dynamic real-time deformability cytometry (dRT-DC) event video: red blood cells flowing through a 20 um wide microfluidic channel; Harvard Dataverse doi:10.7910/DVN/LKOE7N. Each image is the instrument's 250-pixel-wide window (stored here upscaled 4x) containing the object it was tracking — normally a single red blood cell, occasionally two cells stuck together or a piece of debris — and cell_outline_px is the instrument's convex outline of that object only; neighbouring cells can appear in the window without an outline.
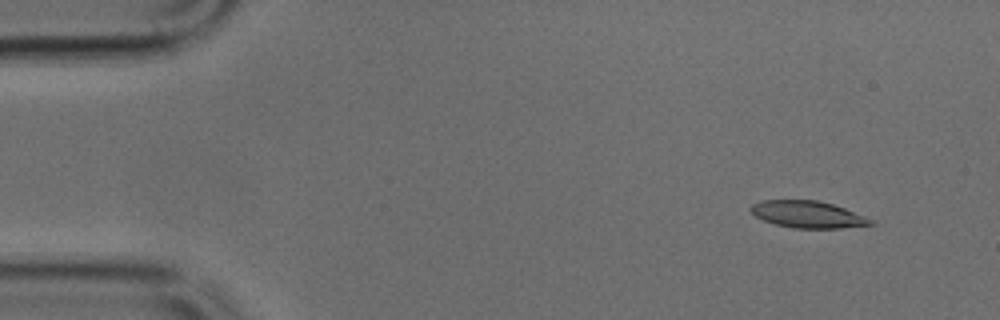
{"species": "common noctule bat (a hibernating species)", "species_latin": "Nyctalus noctula", "temperature_condition": "cold", "stored_images_in_passage": 45, "camera_frame_rate_fps": 3000, "um_per_image_px": 0.085, "animal": {"sex": "male", "body_mass_g": 17.9, "forearm_length_mm": 54.2}, "frame": {"image": 1, "passage_image": 1, "time_ms": 0.0, "image_size_px": [1000, 320], "cell_outline_px": [[876, 224], [840, 228], [792, 228], [776, 224], [764, 220], [756, 216], [748, 208], [752, 204], [760, 200], [816, 200], [832, 204], [844, 208], [864, 216], [872, 220]], "centroid_in_image_um": [68.64, 18.22], "position_along_channel_um": 16.4, "area_um2": 18.67}}
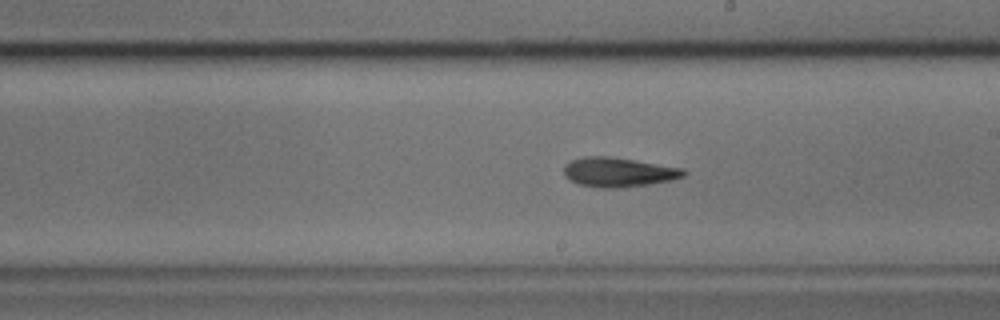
{"frame": {"image": 2, "passage_image": 24, "time_ms": 7.667, "image_size_px": [1000, 320], "cell_outline_px": [[688, 172], [684, 176], [672, 180], [648, 184], [620, 188], [600, 188], [580, 184], [564, 176], [564, 164], [572, 160], [584, 156], [608, 156], [636, 160], [684, 168]], "centroid_in_image_um": [52.59, 14.63], "position_along_channel_um": 236.4, "area_um2": 20.63}}
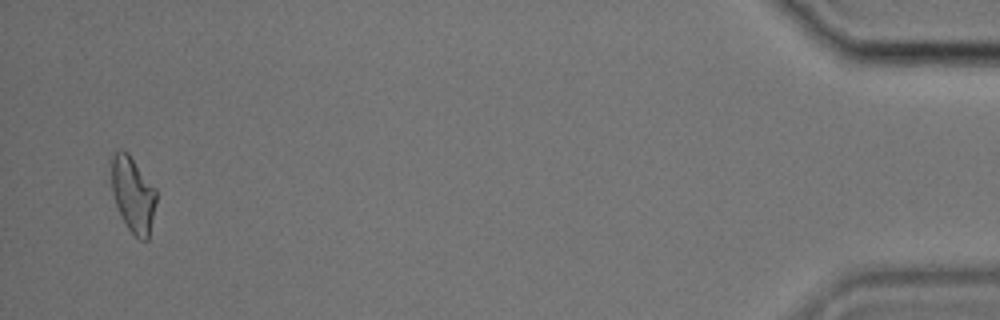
{"frame": {"image": 3, "passage_image": 44, "time_ms": 14.333, "image_size_px": [1000, 320], "cell_outline_px": [[156, 204], [148, 240], [140, 240], [128, 228], [116, 204], [112, 192], [112, 152], [120, 148], [128, 152], [156, 188]], "centroid_in_image_um": [11.32, 16.49], "position_along_channel_um": 423.9, "area_um2": 19.71}}